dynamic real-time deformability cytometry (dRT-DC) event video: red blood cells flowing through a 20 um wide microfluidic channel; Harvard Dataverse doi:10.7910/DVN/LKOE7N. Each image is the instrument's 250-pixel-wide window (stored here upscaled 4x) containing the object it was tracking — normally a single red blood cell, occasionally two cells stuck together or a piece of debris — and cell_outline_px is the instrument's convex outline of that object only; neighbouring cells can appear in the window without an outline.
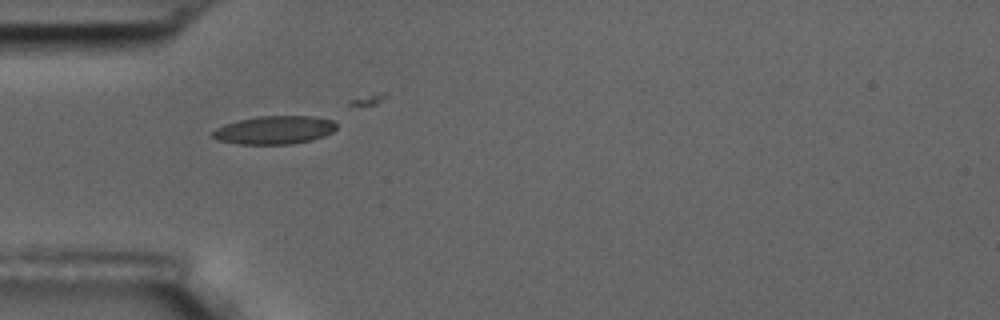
{"species": "common noctule bat (a hibernating species)", "species_latin": "Nyctalus noctula", "temperature_condition": "room temperature", "stored_images_in_passage": 2, "camera_frame_rate_fps": 3000, "um_per_image_px": 0.085, "animal": {"sex": "male", "body_mass_g": 17.5, "forearm_length_mm": 52.3}, "frame": {"image": 1, "passage_image": 1, "time_ms": 0.0, "image_size_px": [1000, 320], "cell_outline_px": [[336, 128], [332, 132], [324, 136], [312, 140], [292, 144], [236, 144], [216, 140], [212, 136], [212, 132], [216, 128], [224, 124], [240, 120], [260, 116], [312, 116], [332, 120], [336, 124]], "centroid_in_image_um": [23.31, 11.06], "position_along_channel_um": 61.7, "area_um2": 20.4}}